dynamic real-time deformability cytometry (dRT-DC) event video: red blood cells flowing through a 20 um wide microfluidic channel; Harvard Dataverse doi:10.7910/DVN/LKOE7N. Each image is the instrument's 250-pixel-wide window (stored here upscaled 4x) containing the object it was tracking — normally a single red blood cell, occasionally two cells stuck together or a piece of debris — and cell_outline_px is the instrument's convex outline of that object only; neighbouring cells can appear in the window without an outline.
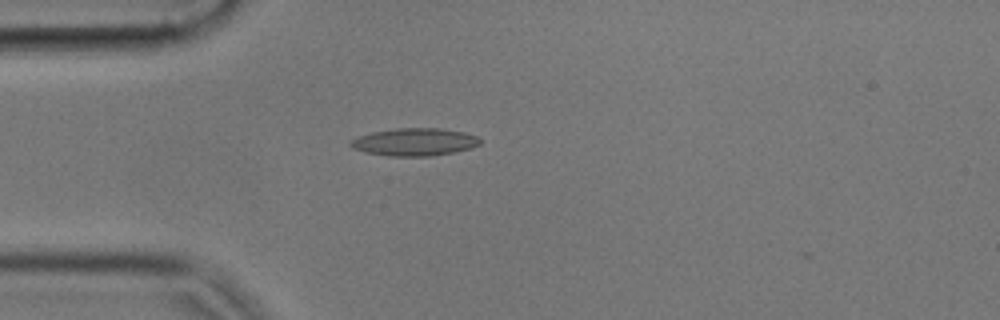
{"species": "common noctule bat (a hibernating species)", "species_latin": "Nyctalus noctula", "temperature_condition": "cold", "stored_images_in_passage": 43, "camera_frame_rate_fps": 3000, "um_per_image_px": 0.085, "animal": {"sex": "male", "body_mass_g": 17.9, "forearm_length_mm": 54.2}, "frame": {"image": 1, "passage_image": 1, "time_ms": 0.0, "image_size_px": [1000, 320], "cell_outline_px": [[480, 144], [472, 148], [432, 156], [388, 156], [364, 152], [352, 148], [348, 144], [356, 136], [372, 132], [396, 128], [440, 128], [464, 132], [476, 136], [480, 140]], "centroid_in_image_um": [35.2, 12.07], "position_along_channel_um": 49.8, "area_um2": 20.92}}
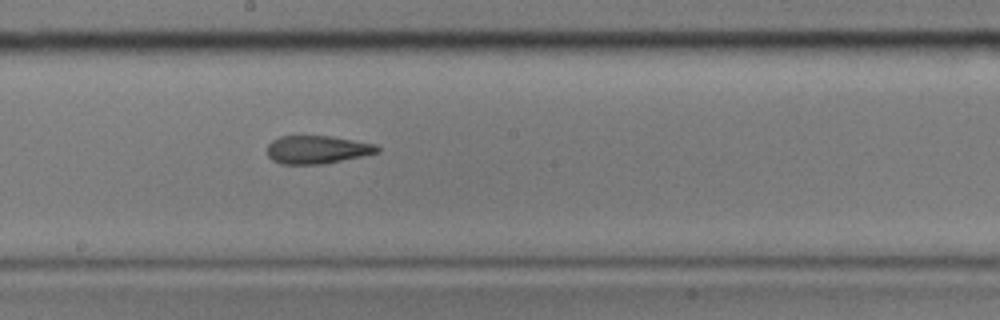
{"frame": {"image": 2, "passage_image": 16, "time_ms": 5.0, "image_size_px": [1000, 320], "cell_outline_px": [[380, 152], [364, 156], [324, 164], [280, 164], [272, 160], [268, 156], [268, 144], [272, 140], [280, 136], [328, 136], [376, 144], [380, 148]], "centroid_in_image_um": [26.97, 12.73], "position_along_channel_um": 221.2, "area_um2": 18.09}}
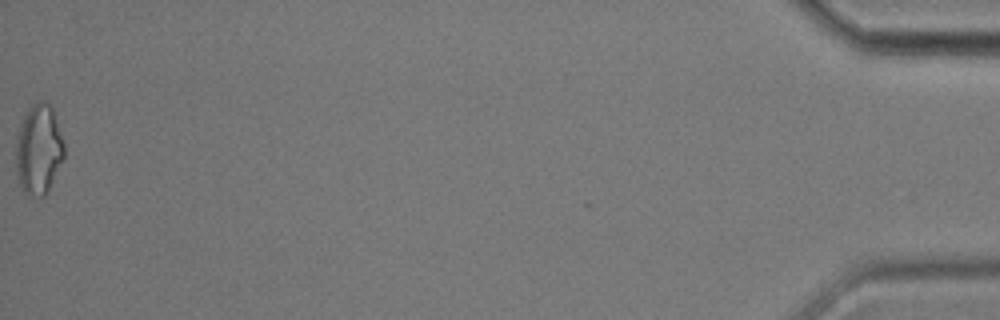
{"frame": {"image": 3, "passage_image": 42, "time_ms": 13.667, "image_size_px": [1000, 320], "cell_outline_px": [[64, 156], [44, 196], [28, 196], [24, 192], [20, 184], [16, 172], [16, 144], [20, 124], [24, 116], [32, 104], [40, 100], [44, 100], [52, 108], [64, 144]], "centroid_in_image_um": [3.27, 12.69], "position_along_channel_um": 431.9, "area_um2": 24.85}, "authors_computed_cell_mechanics": {"area_um2": 18.785, "velocity_mm_per_s": 3.5864, "shape_relaxation_time_tau1_ms": null, "shape_relaxation_time_tau2_ms": 3.4908, "deformation_change_tau1": null, "deformation_change_tau2": 0.121}}